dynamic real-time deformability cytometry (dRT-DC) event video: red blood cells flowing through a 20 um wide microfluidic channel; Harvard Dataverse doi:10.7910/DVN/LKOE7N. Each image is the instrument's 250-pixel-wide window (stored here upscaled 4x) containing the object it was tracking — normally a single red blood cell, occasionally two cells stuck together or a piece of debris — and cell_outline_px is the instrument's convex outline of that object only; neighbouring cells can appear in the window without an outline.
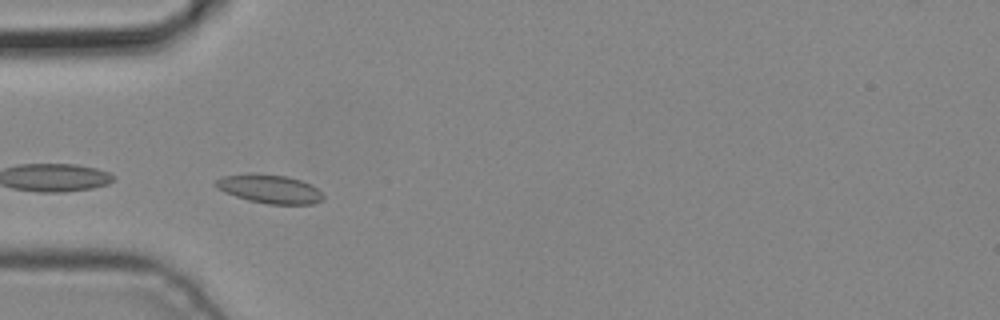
{"species": "common noctule bat (a hibernating species)", "species_latin": "Nyctalus noctula", "temperature_condition": "cold", "stored_images_in_passage": 6, "camera_frame_rate_fps": 3000, "um_per_image_px": 0.085, "animal": {"sex": "male", "body_mass_g": 19.2, "forearm_length_mm": 51.8}, "frame": {"image": 1, "passage_image": 4, "time_ms": 1.0, "image_size_px": [1000, 320], "cell_outline_px": [[324, 200], [312, 204], [268, 204], [248, 200], [224, 192], [216, 188], [212, 184], [216, 180], [224, 176], [248, 172], [252, 172], [288, 176], [312, 184], [324, 196]], "centroid_in_image_um": [22.89, 16.04], "position_along_channel_um": 62.1, "area_um2": 18.26}}
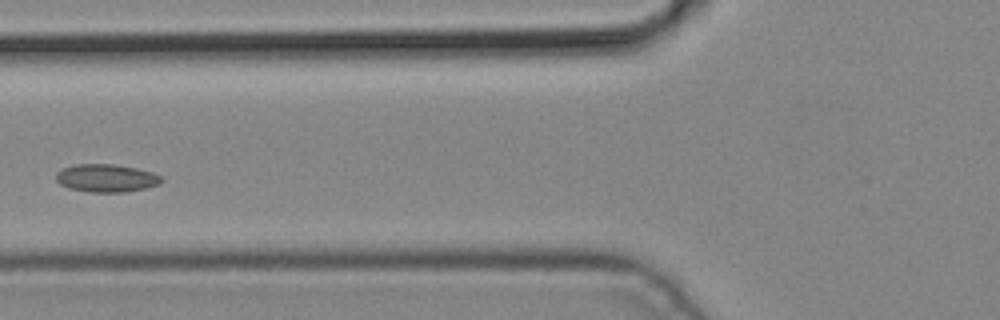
{"frame": {"image": 2, "passage_image": 5, "time_ms": 1.333, "image_size_px": [1000, 320], "cell_outline_px": [[164, 180], [160, 184], [144, 188], [124, 192], [88, 192], [68, 188], [60, 184], [56, 180], [56, 172], [64, 168], [76, 164], [112, 164], [136, 168], [152, 172], [160, 176]], "centroid_in_image_um": [9.03, 15.14], "position_along_channel_um": 116.8, "area_um2": 17.11}}
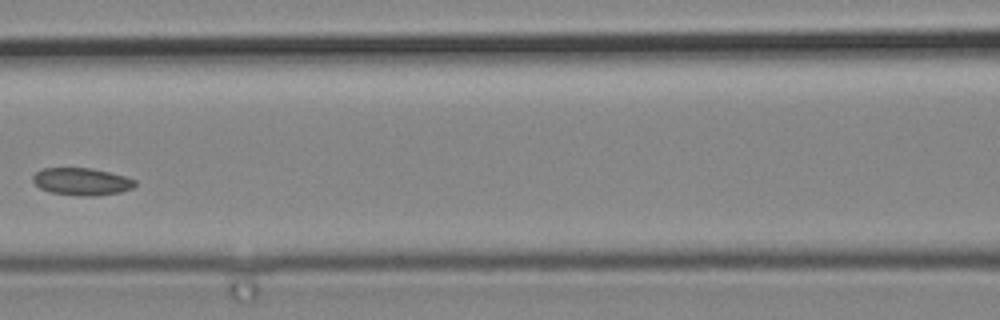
{"frame": {"image": 3, "passage_image": 6, "time_ms": 1.667, "image_size_px": [1000, 320], "cell_outline_px": [[136, 184], [132, 188], [120, 192], [96, 196], [80, 196], [52, 192], [40, 188], [32, 180], [32, 176], [36, 172], [44, 168], [92, 168], [124, 176], [136, 180]], "centroid_in_image_um": [6.95, 15.43], "position_along_channel_um": 159.7, "area_um2": 16.18}}